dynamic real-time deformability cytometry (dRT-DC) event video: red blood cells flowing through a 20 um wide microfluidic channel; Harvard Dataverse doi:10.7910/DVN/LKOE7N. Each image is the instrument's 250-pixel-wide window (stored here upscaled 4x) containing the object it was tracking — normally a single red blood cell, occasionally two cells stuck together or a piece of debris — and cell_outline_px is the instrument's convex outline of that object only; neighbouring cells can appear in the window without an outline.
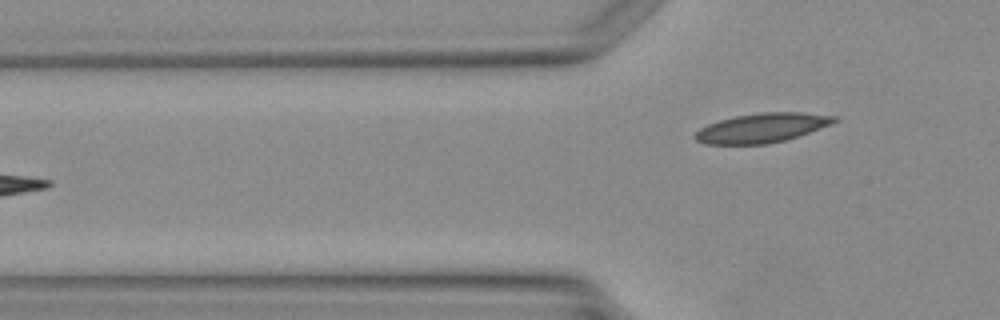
{"species": "Egyptian fruit bat (a non-hibernating species)", "species_latin": "Rousettus aegyptiacus", "temperature_condition": "warm", "stored_images_in_passage": 4, "camera_frame_rate_fps": 3000, "um_per_image_px": 0.085, "animal": {"sex": "female"}, "frame": {"image": 1, "passage_image": 4, "time_ms": 3.667, "image_size_px": [1000, 320], "cell_outline_px": [[840, 120], [808, 132], [784, 140], [768, 144], [704, 144], [696, 140], [692, 136], [700, 128], [708, 124], [720, 120], [736, 116], [760, 112], [804, 112], [840, 116]], "centroid_in_image_um": [64.76, 10.86], "position_along_channel_um": 61.0, "area_um2": 23.76}}